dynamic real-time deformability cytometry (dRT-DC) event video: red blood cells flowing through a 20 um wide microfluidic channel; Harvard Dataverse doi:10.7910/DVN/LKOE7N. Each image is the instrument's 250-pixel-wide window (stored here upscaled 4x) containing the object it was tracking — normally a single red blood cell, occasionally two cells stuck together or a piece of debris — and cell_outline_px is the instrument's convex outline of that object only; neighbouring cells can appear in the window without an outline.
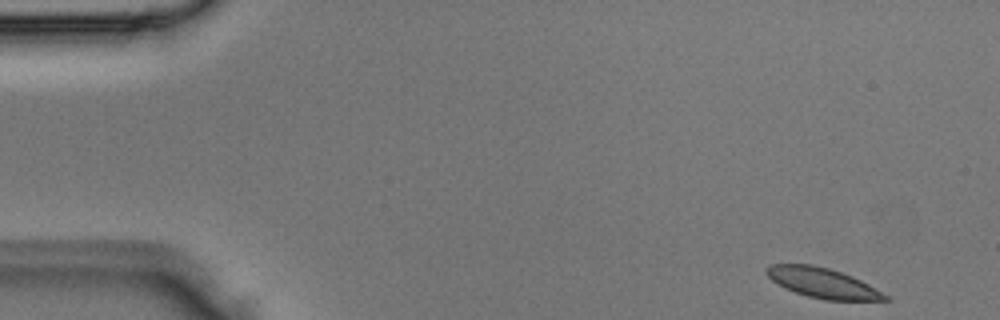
{"species": "Egyptian fruit bat (a non-hibernating species)", "species_latin": "Rousettus aegyptiacus", "temperature_condition": "room temperature", "stored_images_in_passage": 2, "camera_frame_rate_fps": 3000, "um_per_image_px": 0.085, "animal": {"sex": "male"}, "frame": {"image": 1, "passage_image": 1, "time_ms": 0.0, "image_size_px": [1000, 320], "cell_outline_px": [[892, 300], [824, 300], [808, 296], [784, 288], [772, 280], [764, 272], [764, 268], [768, 264], [812, 264], [828, 268], [852, 276], [868, 284], [888, 296]], "centroid_in_image_um": [69.88, 24.04], "position_along_channel_um": 15.1, "area_um2": 20.63}}